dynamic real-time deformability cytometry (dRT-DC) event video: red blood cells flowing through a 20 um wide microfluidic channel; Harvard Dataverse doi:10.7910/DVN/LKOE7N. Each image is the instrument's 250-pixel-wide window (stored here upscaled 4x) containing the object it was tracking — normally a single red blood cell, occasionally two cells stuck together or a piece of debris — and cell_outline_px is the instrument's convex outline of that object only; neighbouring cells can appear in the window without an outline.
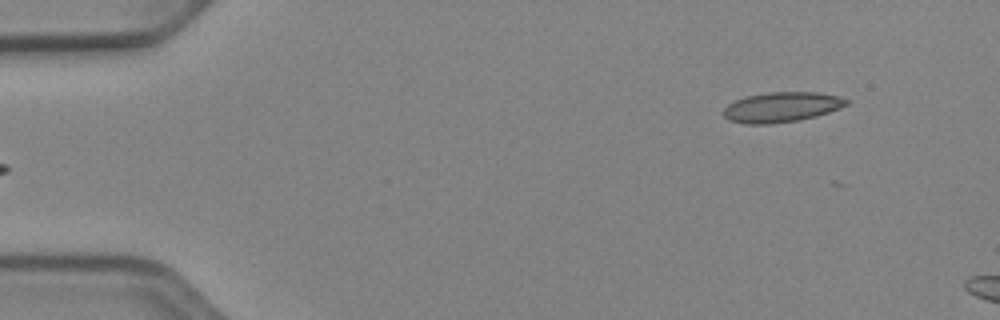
{"species": "Egyptian fruit bat (a non-hibernating species)", "species_latin": "Rousettus aegyptiacus", "temperature_condition": "cold", "stored_images_in_passage": 12, "camera_frame_rate_fps": 3000, "um_per_image_px": 0.085, "animal": {"sex": "female"}, "frame": {"image": 1, "passage_image": 1, "time_ms": 0.0, "image_size_px": [1000, 320], "cell_outline_px": [[848, 104], [828, 112], [816, 116], [796, 120], [772, 124], [744, 124], [728, 120], [724, 116], [724, 108], [728, 104], [736, 100], [748, 96], [768, 92], [820, 92], [840, 96], [848, 100]], "centroid_in_image_um": [66.43, 9.1], "position_along_channel_um": 18.6, "area_um2": 21.44}}
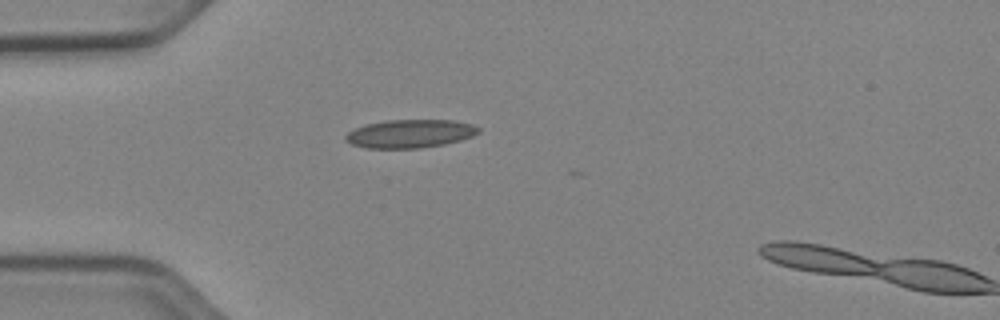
{"frame": {"image": 2, "passage_image": 10, "time_ms": 3.0, "image_size_px": [1000, 320], "cell_outline_px": [[480, 132], [472, 136], [460, 140], [444, 144], [420, 148], [368, 148], [352, 144], [344, 140], [344, 136], [348, 132], [364, 124], [384, 120], [456, 120], [472, 124], [480, 128]], "centroid_in_image_um": [34.85, 11.35], "position_along_channel_um": 50.2, "area_um2": 22.02}}